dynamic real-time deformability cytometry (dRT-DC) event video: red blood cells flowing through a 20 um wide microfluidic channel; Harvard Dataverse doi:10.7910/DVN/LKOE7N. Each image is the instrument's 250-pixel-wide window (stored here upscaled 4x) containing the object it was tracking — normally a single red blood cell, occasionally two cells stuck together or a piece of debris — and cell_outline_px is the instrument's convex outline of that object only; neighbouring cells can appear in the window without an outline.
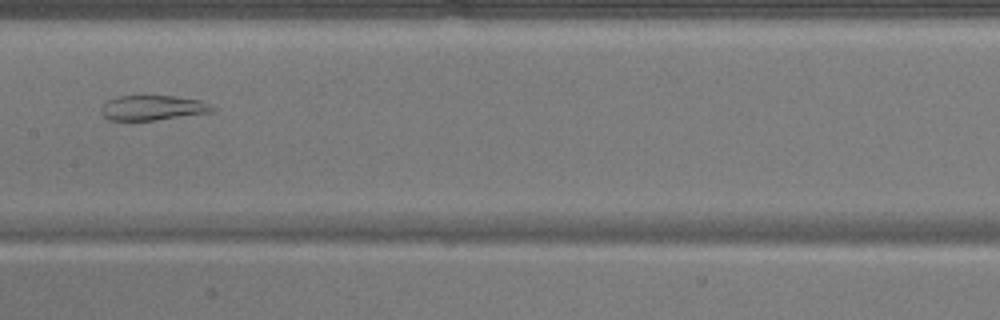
{"species": "common noctule bat (a hibernating species)", "species_latin": "Nyctalus noctula", "temperature_condition": "warm", "stored_images_in_passage": 51, "segment_of_instrument_passage": [2, 2], "camera_frame_rate_fps": 3000, "um_per_image_px": 0.085, "animal": {"sex": "male", "body_mass_g": 17.9}, "frame": {"image": 1, "passage_image": 27, "time_ms": 8.667, "image_size_px": [1000, 320], "cell_outline_px": [[216, 108], [212, 112], [156, 120], [108, 120], [100, 112], [100, 108], [108, 100], [116, 96], [176, 96], [200, 100]], "centroid_in_image_um": [12.96, 9.16], "position_along_channel_um": 194.4, "area_um2": 16.13}}
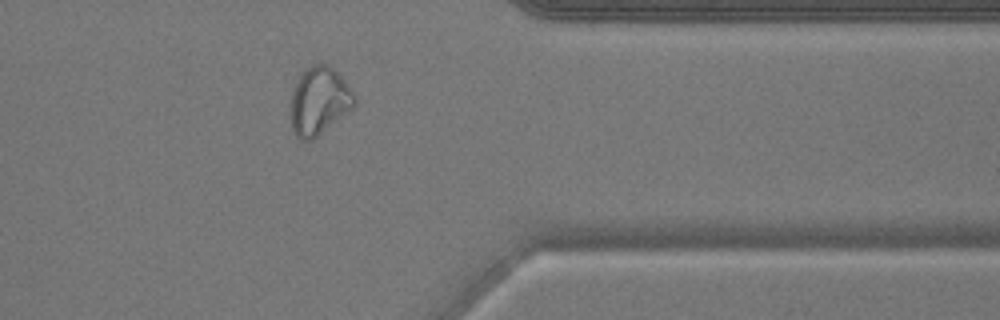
{"frame": {"image": 2, "passage_image": 42, "time_ms": 13.667, "image_size_px": [1000, 320], "cell_outline_px": [[356, 104], [348, 112], [312, 140], [300, 140], [292, 132], [292, 88], [304, 68], [312, 64], [328, 64], [344, 80], [356, 96]], "centroid_in_image_um": [27.12, 8.57], "position_along_channel_um": 384.3, "area_um2": 25.09}}
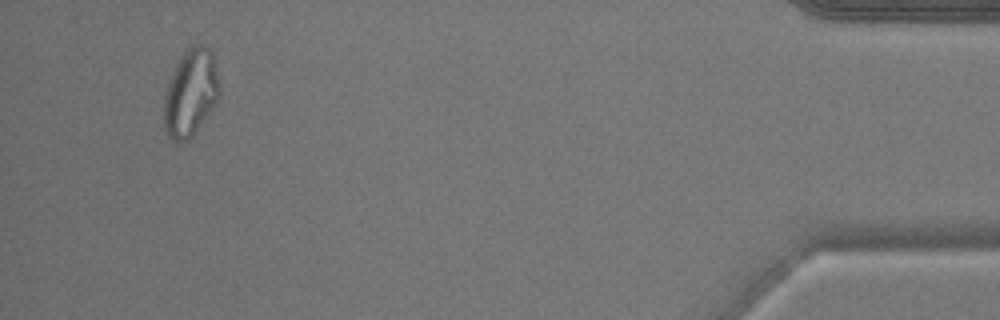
{"frame": {"image": 3, "passage_image": 49, "time_ms": 16.0, "image_size_px": [1000, 320], "cell_outline_px": [[220, 92], [212, 108], [192, 136], [188, 140], [180, 144], [172, 140], [168, 136], [164, 128], [164, 96], [172, 72], [180, 56], [192, 44], [204, 44], [212, 52], [216, 68], [220, 88]], "centroid_in_image_um": [16.19, 7.89], "position_along_channel_um": 419.0, "area_um2": 28.15}}